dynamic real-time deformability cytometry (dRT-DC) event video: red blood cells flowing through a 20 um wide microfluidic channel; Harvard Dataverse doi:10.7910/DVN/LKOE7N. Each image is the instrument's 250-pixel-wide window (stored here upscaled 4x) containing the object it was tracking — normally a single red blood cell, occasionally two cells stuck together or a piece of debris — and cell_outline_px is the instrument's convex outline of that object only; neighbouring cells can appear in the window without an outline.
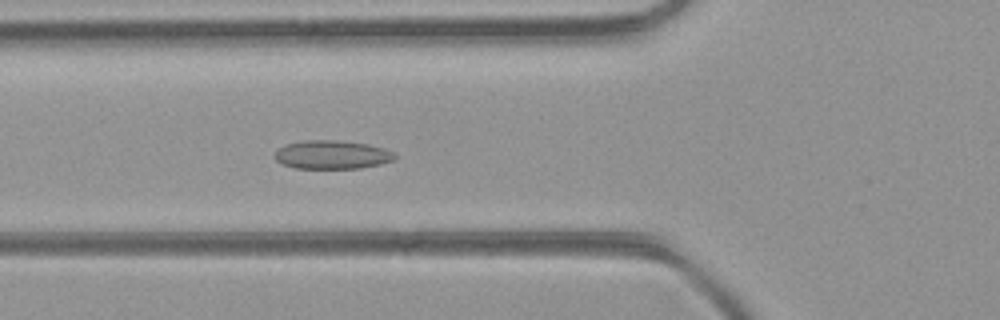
{"species": "common noctule bat (a hibernating species)", "species_latin": "Nyctalus noctula", "temperature_condition": "room temperature", "stored_images_in_passage": 41, "camera_frame_rate_fps": 3000, "um_per_image_px": 0.085, "animal": {"sex": "female", "body_mass_g": 21.9}, "frame": {"image": 1, "passage_image": 10, "time_ms": 3.0, "image_size_px": [1000, 320], "cell_outline_px": [[396, 156], [392, 160], [380, 164], [360, 168], [296, 168], [284, 164], [276, 160], [276, 152], [284, 144], [304, 140], [336, 140], [368, 144], [384, 148], [392, 152]], "centroid_in_image_um": [28.22, 13.14], "position_along_channel_um": 97.6, "area_um2": 19.77}}
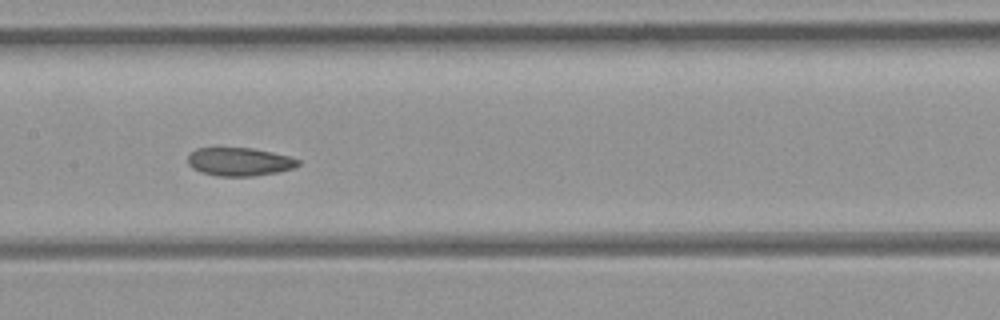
{"frame": {"image": 2, "passage_image": 16, "time_ms": 5.0, "image_size_px": [1000, 320], "cell_outline_px": [[300, 164], [296, 168], [276, 172], [252, 176], [216, 176], [200, 172], [192, 168], [188, 164], [188, 156], [196, 148], [252, 148], [272, 152], [288, 156], [300, 160]], "centroid_in_image_um": [20.35, 13.75], "position_along_channel_um": 187.0, "area_um2": 18.21}}
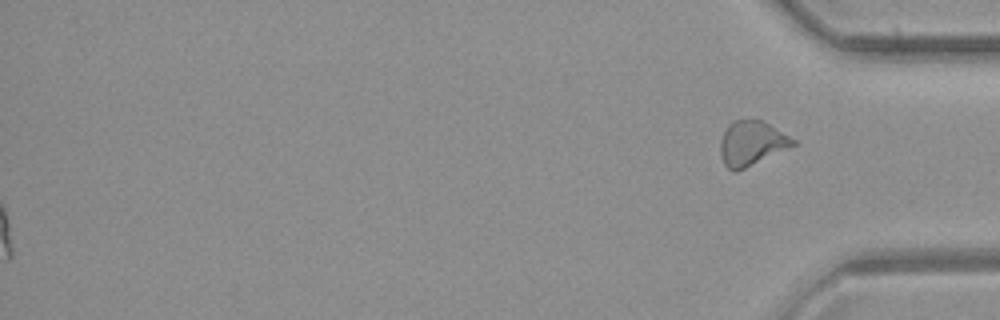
{"frame": {"image": 3, "passage_image": 41, "time_ms": 13.333, "image_size_px": [1000, 320], "cell_outline_px": [[796, 144], [736, 172], [728, 168], [724, 164], [720, 152], [720, 144], [724, 132], [728, 124], [732, 120], [764, 120], [796, 140]], "centroid_in_image_um": [63.88, 12.16], "position_along_channel_um": 371.3, "area_um2": 18.67}, "authors_computed_cell_mechanics": {"area_um2": 19.2474, "velocity_mm_per_s": 4.4307, "shape_relaxation_time_tau1_ms": 7.3808, "shape_relaxation_time_tau2_ms": 3.7623, "deformation_change_tau1": 0.1008, "deformation_change_tau2": 0.0732}}